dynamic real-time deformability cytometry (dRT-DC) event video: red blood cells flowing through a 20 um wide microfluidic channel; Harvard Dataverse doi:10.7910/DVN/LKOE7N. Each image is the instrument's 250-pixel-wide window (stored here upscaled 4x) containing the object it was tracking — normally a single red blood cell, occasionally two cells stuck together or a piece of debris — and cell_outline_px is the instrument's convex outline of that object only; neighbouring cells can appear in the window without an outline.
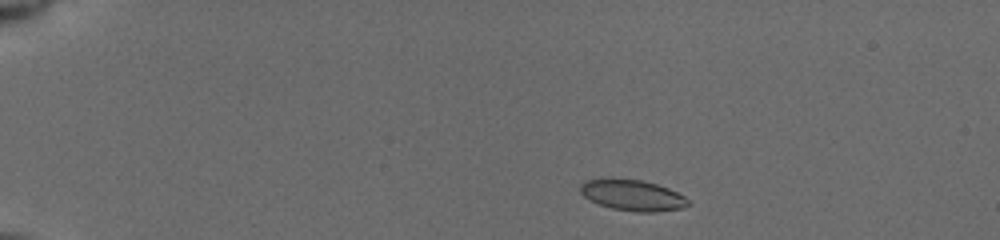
{"species": "common noctule bat (a hibernating species)", "species_latin": "Nyctalus noctula", "temperature_condition": "cold", "stored_images_in_passage": 17, "camera_frame_rate_fps": 3000, "um_per_image_px": 0.085, "animal": {"sex": "female", "body_mass_g": 19.5, "forearm_length_mm": 54.1}, "frame": {"image": 1, "passage_image": 2, "time_ms": 0.667, "image_size_px": [1000, 240], "cell_outline_px": [[692, 204], [680, 208], [656, 212], [636, 212], [612, 208], [600, 204], [584, 196], [580, 192], [580, 184], [584, 180], [640, 180], [656, 184], [668, 188], [684, 196]], "centroid_in_image_um": [53.8, 16.62], "position_along_channel_um": 31.2, "area_um2": 18.9}}
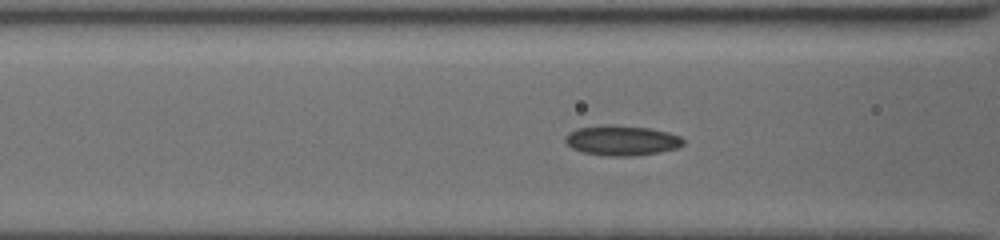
{"frame": {"image": 2, "passage_image": 13, "time_ms": 5.0, "image_size_px": [1000, 240], "cell_outline_px": [[684, 144], [676, 148], [660, 152], [636, 156], [608, 156], [584, 152], [572, 148], [564, 140], [564, 136], [568, 132], [576, 128], [604, 124], [612, 124], [648, 128], [668, 132], [680, 136], [684, 140]], "centroid_in_image_um": [52.83, 11.93], "position_along_channel_um": 113.8, "area_um2": 20.87}}
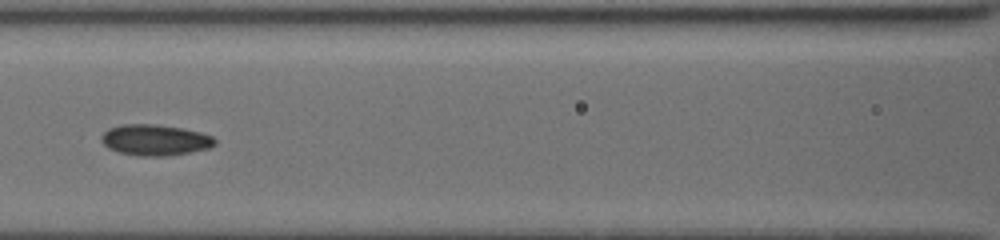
{"frame": {"image": 3, "passage_image": 15, "time_ms": 6.0, "image_size_px": [1000, 240], "cell_outline_px": [[216, 144], [208, 148], [188, 152], [164, 156], [140, 156], [120, 152], [108, 148], [100, 140], [100, 136], [108, 128], [124, 124], [156, 124], [184, 128], [200, 132], [212, 136], [216, 140]], "centroid_in_image_um": [13.16, 11.89], "position_along_channel_um": 153.4, "area_um2": 20.46}}